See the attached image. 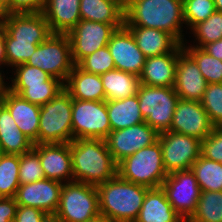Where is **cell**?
<instances>
[{"instance_id": "e0dca14e", "label": "cell", "mask_w": 222, "mask_h": 222, "mask_svg": "<svg viewBox=\"0 0 222 222\" xmlns=\"http://www.w3.org/2000/svg\"><path fill=\"white\" fill-rule=\"evenodd\" d=\"M46 179L61 183L74 181L70 143L34 144Z\"/></svg>"}, {"instance_id": "b9f144b4", "label": "cell", "mask_w": 222, "mask_h": 222, "mask_svg": "<svg viewBox=\"0 0 222 222\" xmlns=\"http://www.w3.org/2000/svg\"><path fill=\"white\" fill-rule=\"evenodd\" d=\"M201 156L222 162V127H214L212 132L201 141Z\"/></svg>"}, {"instance_id": "db71d44e", "label": "cell", "mask_w": 222, "mask_h": 222, "mask_svg": "<svg viewBox=\"0 0 222 222\" xmlns=\"http://www.w3.org/2000/svg\"><path fill=\"white\" fill-rule=\"evenodd\" d=\"M47 222H60V221H58L54 217H50Z\"/></svg>"}, {"instance_id": "c3c4849f", "label": "cell", "mask_w": 222, "mask_h": 222, "mask_svg": "<svg viewBox=\"0 0 222 222\" xmlns=\"http://www.w3.org/2000/svg\"><path fill=\"white\" fill-rule=\"evenodd\" d=\"M6 66L4 35L0 31V66Z\"/></svg>"}, {"instance_id": "ab89813d", "label": "cell", "mask_w": 222, "mask_h": 222, "mask_svg": "<svg viewBox=\"0 0 222 222\" xmlns=\"http://www.w3.org/2000/svg\"><path fill=\"white\" fill-rule=\"evenodd\" d=\"M77 65L86 72L98 75L116 69L107 46L84 57Z\"/></svg>"}, {"instance_id": "d6a6232c", "label": "cell", "mask_w": 222, "mask_h": 222, "mask_svg": "<svg viewBox=\"0 0 222 222\" xmlns=\"http://www.w3.org/2000/svg\"><path fill=\"white\" fill-rule=\"evenodd\" d=\"M14 70V71H13ZM14 74V75H13ZM12 77L6 78L10 83V90L15 94H20L27 86L43 85L52 76L40 68L27 65L25 63L19 64L12 68Z\"/></svg>"}, {"instance_id": "f1b7e54d", "label": "cell", "mask_w": 222, "mask_h": 222, "mask_svg": "<svg viewBox=\"0 0 222 222\" xmlns=\"http://www.w3.org/2000/svg\"><path fill=\"white\" fill-rule=\"evenodd\" d=\"M80 18L111 24L116 29L124 26V12L109 0H80Z\"/></svg>"}, {"instance_id": "3957f363", "label": "cell", "mask_w": 222, "mask_h": 222, "mask_svg": "<svg viewBox=\"0 0 222 222\" xmlns=\"http://www.w3.org/2000/svg\"><path fill=\"white\" fill-rule=\"evenodd\" d=\"M99 212L113 222H134L142 207L146 186L123 180L118 175L96 186Z\"/></svg>"}, {"instance_id": "7dc6e473", "label": "cell", "mask_w": 222, "mask_h": 222, "mask_svg": "<svg viewBox=\"0 0 222 222\" xmlns=\"http://www.w3.org/2000/svg\"><path fill=\"white\" fill-rule=\"evenodd\" d=\"M2 67L5 66H0V100L10 91V82L8 83V81L5 82V73H4V69H2ZM2 69V70H1ZM3 72V73H2Z\"/></svg>"}, {"instance_id": "9c48e42d", "label": "cell", "mask_w": 222, "mask_h": 222, "mask_svg": "<svg viewBox=\"0 0 222 222\" xmlns=\"http://www.w3.org/2000/svg\"><path fill=\"white\" fill-rule=\"evenodd\" d=\"M72 135L75 139H103L111 132L104 101L72 99Z\"/></svg>"}, {"instance_id": "f5cc1de1", "label": "cell", "mask_w": 222, "mask_h": 222, "mask_svg": "<svg viewBox=\"0 0 222 222\" xmlns=\"http://www.w3.org/2000/svg\"><path fill=\"white\" fill-rule=\"evenodd\" d=\"M214 3L216 10L222 12V0H214Z\"/></svg>"}, {"instance_id": "277c9868", "label": "cell", "mask_w": 222, "mask_h": 222, "mask_svg": "<svg viewBox=\"0 0 222 222\" xmlns=\"http://www.w3.org/2000/svg\"><path fill=\"white\" fill-rule=\"evenodd\" d=\"M117 175L123 180L148 188L161 187L168 174L159 140L120 161L117 164Z\"/></svg>"}, {"instance_id": "83f0119b", "label": "cell", "mask_w": 222, "mask_h": 222, "mask_svg": "<svg viewBox=\"0 0 222 222\" xmlns=\"http://www.w3.org/2000/svg\"><path fill=\"white\" fill-rule=\"evenodd\" d=\"M105 91V100H120L138 92L140 80L137 75L118 69L100 75Z\"/></svg>"}, {"instance_id": "603a6c76", "label": "cell", "mask_w": 222, "mask_h": 222, "mask_svg": "<svg viewBox=\"0 0 222 222\" xmlns=\"http://www.w3.org/2000/svg\"><path fill=\"white\" fill-rule=\"evenodd\" d=\"M64 89L72 99L104 101L105 91L100 75L82 70L75 65L64 83Z\"/></svg>"}, {"instance_id": "f6af8a7d", "label": "cell", "mask_w": 222, "mask_h": 222, "mask_svg": "<svg viewBox=\"0 0 222 222\" xmlns=\"http://www.w3.org/2000/svg\"><path fill=\"white\" fill-rule=\"evenodd\" d=\"M17 207L14 197H0V222H13Z\"/></svg>"}, {"instance_id": "7402d4cb", "label": "cell", "mask_w": 222, "mask_h": 222, "mask_svg": "<svg viewBox=\"0 0 222 222\" xmlns=\"http://www.w3.org/2000/svg\"><path fill=\"white\" fill-rule=\"evenodd\" d=\"M53 34H68L80 18V0H47L42 12Z\"/></svg>"}, {"instance_id": "484cf974", "label": "cell", "mask_w": 222, "mask_h": 222, "mask_svg": "<svg viewBox=\"0 0 222 222\" xmlns=\"http://www.w3.org/2000/svg\"><path fill=\"white\" fill-rule=\"evenodd\" d=\"M34 143L17 127L8 108L0 101V147L3 154L22 155L33 149Z\"/></svg>"}, {"instance_id": "5b68a950", "label": "cell", "mask_w": 222, "mask_h": 222, "mask_svg": "<svg viewBox=\"0 0 222 222\" xmlns=\"http://www.w3.org/2000/svg\"><path fill=\"white\" fill-rule=\"evenodd\" d=\"M72 97L63 89L41 106L38 144L70 143L72 135Z\"/></svg>"}, {"instance_id": "ba28073f", "label": "cell", "mask_w": 222, "mask_h": 222, "mask_svg": "<svg viewBox=\"0 0 222 222\" xmlns=\"http://www.w3.org/2000/svg\"><path fill=\"white\" fill-rule=\"evenodd\" d=\"M25 64L38 67L65 83L75 66L68 35L52 34L38 45Z\"/></svg>"}, {"instance_id": "8fae6325", "label": "cell", "mask_w": 222, "mask_h": 222, "mask_svg": "<svg viewBox=\"0 0 222 222\" xmlns=\"http://www.w3.org/2000/svg\"><path fill=\"white\" fill-rule=\"evenodd\" d=\"M161 187L172 208L186 222L196 210L201 195L194 173L191 169L174 171L167 175Z\"/></svg>"}, {"instance_id": "836d02e7", "label": "cell", "mask_w": 222, "mask_h": 222, "mask_svg": "<svg viewBox=\"0 0 222 222\" xmlns=\"http://www.w3.org/2000/svg\"><path fill=\"white\" fill-rule=\"evenodd\" d=\"M20 156L2 154L0 157V197H15L19 182Z\"/></svg>"}, {"instance_id": "74e56055", "label": "cell", "mask_w": 222, "mask_h": 222, "mask_svg": "<svg viewBox=\"0 0 222 222\" xmlns=\"http://www.w3.org/2000/svg\"><path fill=\"white\" fill-rule=\"evenodd\" d=\"M215 11L214 0H183V18L187 30L208 19Z\"/></svg>"}, {"instance_id": "9a60e30c", "label": "cell", "mask_w": 222, "mask_h": 222, "mask_svg": "<svg viewBox=\"0 0 222 222\" xmlns=\"http://www.w3.org/2000/svg\"><path fill=\"white\" fill-rule=\"evenodd\" d=\"M63 183L43 179L32 183L20 185L15 200L18 205L40 209L51 217L57 211Z\"/></svg>"}, {"instance_id": "2e32d148", "label": "cell", "mask_w": 222, "mask_h": 222, "mask_svg": "<svg viewBox=\"0 0 222 222\" xmlns=\"http://www.w3.org/2000/svg\"><path fill=\"white\" fill-rule=\"evenodd\" d=\"M107 47L115 68L138 77L141 75L146 57L137 47L132 33L123 26L111 35Z\"/></svg>"}, {"instance_id": "7c38bea8", "label": "cell", "mask_w": 222, "mask_h": 222, "mask_svg": "<svg viewBox=\"0 0 222 222\" xmlns=\"http://www.w3.org/2000/svg\"><path fill=\"white\" fill-rule=\"evenodd\" d=\"M116 28L111 24L80 20L67 34L72 51V59L77 65L84 57L107 46Z\"/></svg>"}, {"instance_id": "4dcf8cb0", "label": "cell", "mask_w": 222, "mask_h": 222, "mask_svg": "<svg viewBox=\"0 0 222 222\" xmlns=\"http://www.w3.org/2000/svg\"><path fill=\"white\" fill-rule=\"evenodd\" d=\"M186 222H222V191H201L196 210Z\"/></svg>"}, {"instance_id": "8992f818", "label": "cell", "mask_w": 222, "mask_h": 222, "mask_svg": "<svg viewBox=\"0 0 222 222\" xmlns=\"http://www.w3.org/2000/svg\"><path fill=\"white\" fill-rule=\"evenodd\" d=\"M99 214L96 186L76 181L63 184L53 216L55 219L60 222H86Z\"/></svg>"}, {"instance_id": "1f68e13d", "label": "cell", "mask_w": 222, "mask_h": 222, "mask_svg": "<svg viewBox=\"0 0 222 222\" xmlns=\"http://www.w3.org/2000/svg\"><path fill=\"white\" fill-rule=\"evenodd\" d=\"M0 31L4 35L6 67L13 68L26 63L38 45L44 42L16 40L1 25Z\"/></svg>"}, {"instance_id": "30bf717a", "label": "cell", "mask_w": 222, "mask_h": 222, "mask_svg": "<svg viewBox=\"0 0 222 222\" xmlns=\"http://www.w3.org/2000/svg\"><path fill=\"white\" fill-rule=\"evenodd\" d=\"M165 171L190 170L193 163L200 157L201 140L192 136L173 131H165L158 138Z\"/></svg>"}, {"instance_id": "4fadbf2b", "label": "cell", "mask_w": 222, "mask_h": 222, "mask_svg": "<svg viewBox=\"0 0 222 222\" xmlns=\"http://www.w3.org/2000/svg\"><path fill=\"white\" fill-rule=\"evenodd\" d=\"M159 133L145 122L125 129L111 131L105 139L116 164L138 150L158 141Z\"/></svg>"}, {"instance_id": "7bdbcfd3", "label": "cell", "mask_w": 222, "mask_h": 222, "mask_svg": "<svg viewBox=\"0 0 222 222\" xmlns=\"http://www.w3.org/2000/svg\"><path fill=\"white\" fill-rule=\"evenodd\" d=\"M47 0H9V13H42Z\"/></svg>"}, {"instance_id": "8d00e7d4", "label": "cell", "mask_w": 222, "mask_h": 222, "mask_svg": "<svg viewBox=\"0 0 222 222\" xmlns=\"http://www.w3.org/2000/svg\"><path fill=\"white\" fill-rule=\"evenodd\" d=\"M63 89L64 83L51 77L43 85L27 86L19 95L31 103L42 106L50 102Z\"/></svg>"}, {"instance_id": "ffe728a7", "label": "cell", "mask_w": 222, "mask_h": 222, "mask_svg": "<svg viewBox=\"0 0 222 222\" xmlns=\"http://www.w3.org/2000/svg\"><path fill=\"white\" fill-rule=\"evenodd\" d=\"M183 51L179 44L172 52L147 57L141 75L140 84L148 86L173 87L179 54Z\"/></svg>"}, {"instance_id": "5bb4252c", "label": "cell", "mask_w": 222, "mask_h": 222, "mask_svg": "<svg viewBox=\"0 0 222 222\" xmlns=\"http://www.w3.org/2000/svg\"><path fill=\"white\" fill-rule=\"evenodd\" d=\"M214 127L201 102L182 99L177 101L169 131L192 136L202 141Z\"/></svg>"}, {"instance_id": "d6986e66", "label": "cell", "mask_w": 222, "mask_h": 222, "mask_svg": "<svg viewBox=\"0 0 222 222\" xmlns=\"http://www.w3.org/2000/svg\"><path fill=\"white\" fill-rule=\"evenodd\" d=\"M207 84L196 62L183 50L177 59L173 86L179 99L201 102Z\"/></svg>"}, {"instance_id": "d4e9b609", "label": "cell", "mask_w": 222, "mask_h": 222, "mask_svg": "<svg viewBox=\"0 0 222 222\" xmlns=\"http://www.w3.org/2000/svg\"><path fill=\"white\" fill-rule=\"evenodd\" d=\"M143 55L153 57L172 52L180 43L169 33L141 26H125Z\"/></svg>"}, {"instance_id": "681fc988", "label": "cell", "mask_w": 222, "mask_h": 222, "mask_svg": "<svg viewBox=\"0 0 222 222\" xmlns=\"http://www.w3.org/2000/svg\"><path fill=\"white\" fill-rule=\"evenodd\" d=\"M114 3L117 7H119L124 13L128 10L131 0H109Z\"/></svg>"}, {"instance_id": "816d5d0a", "label": "cell", "mask_w": 222, "mask_h": 222, "mask_svg": "<svg viewBox=\"0 0 222 222\" xmlns=\"http://www.w3.org/2000/svg\"><path fill=\"white\" fill-rule=\"evenodd\" d=\"M86 222H113L111 221L110 219H108L107 217L99 214L98 216L90 219L89 221H86Z\"/></svg>"}, {"instance_id": "60d3db41", "label": "cell", "mask_w": 222, "mask_h": 222, "mask_svg": "<svg viewBox=\"0 0 222 222\" xmlns=\"http://www.w3.org/2000/svg\"><path fill=\"white\" fill-rule=\"evenodd\" d=\"M45 179L39 155L32 149L20 155L19 182L20 185Z\"/></svg>"}, {"instance_id": "e575fe53", "label": "cell", "mask_w": 222, "mask_h": 222, "mask_svg": "<svg viewBox=\"0 0 222 222\" xmlns=\"http://www.w3.org/2000/svg\"><path fill=\"white\" fill-rule=\"evenodd\" d=\"M183 50L196 62L208 84L222 83V61L202 48L182 45Z\"/></svg>"}, {"instance_id": "ac0fdd59", "label": "cell", "mask_w": 222, "mask_h": 222, "mask_svg": "<svg viewBox=\"0 0 222 222\" xmlns=\"http://www.w3.org/2000/svg\"><path fill=\"white\" fill-rule=\"evenodd\" d=\"M0 25L16 40L46 41L53 33L43 13H9Z\"/></svg>"}, {"instance_id": "bcb514c9", "label": "cell", "mask_w": 222, "mask_h": 222, "mask_svg": "<svg viewBox=\"0 0 222 222\" xmlns=\"http://www.w3.org/2000/svg\"><path fill=\"white\" fill-rule=\"evenodd\" d=\"M202 49L209 55L222 61V39L208 43Z\"/></svg>"}, {"instance_id": "52a82bcc", "label": "cell", "mask_w": 222, "mask_h": 222, "mask_svg": "<svg viewBox=\"0 0 222 222\" xmlns=\"http://www.w3.org/2000/svg\"><path fill=\"white\" fill-rule=\"evenodd\" d=\"M139 109L145 123L159 134L169 131L179 96L173 87L140 84L137 92Z\"/></svg>"}, {"instance_id": "f907efd6", "label": "cell", "mask_w": 222, "mask_h": 222, "mask_svg": "<svg viewBox=\"0 0 222 222\" xmlns=\"http://www.w3.org/2000/svg\"><path fill=\"white\" fill-rule=\"evenodd\" d=\"M9 14V0H0V17Z\"/></svg>"}, {"instance_id": "6da1fadb", "label": "cell", "mask_w": 222, "mask_h": 222, "mask_svg": "<svg viewBox=\"0 0 222 222\" xmlns=\"http://www.w3.org/2000/svg\"><path fill=\"white\" fill-rule=\"evenodd\" d=\"M183 0H131L124 26L154 28L171 34L180 44L184 38Z\"/></svg>"}, {"instance_id": "4316f807", "label": "cell", "mask_w": 222, "mask_h": 222, "mask_svg": "<svg viewBox=\"0 0 222 222\" xmlns=\"http://www.w3.org/2000/svg\"><path fill=\"white\" fill-rule=\"evenodd\" d=\"M111 131L145 122L139 109L137 94L120 100L106 101Z\"/></svg>"}, {"instance_id": "44dd1931", "label": "cell", "mask_w": 222, "mask_h": 222, "mask_svg": "<svg viewBox=\"0 0 222 222\" xmlns=\"http://www.w3.org/2000/svg\"><path fill=\"white\" fill-rule=\"evenodd\" d=\"M0 101L8 108L18 129L34 144H38L41 106L27 101L11 90Z\"/></svg>"}, {"instance_id": "7a4b0ae2", "label": "cell", "mask_w": 222, "mask_h": 222, "mask_svg": "<svg viewBox=\"0 0 222 222\" xmlns=\"http://www.w3.org/2000/svg\"><path fill=\"white\" fill-rule=\"evenodd\" d=\"M74 181L98 186L117 175V164L103 139L70 142Z\"/></svg>"}, {"instance_id": "cb8c5ba5", "label": "cell", "mask_w": 222, "mask_h": 222, "mask_svg": "<svg viewBox=\"0 0 222 222\" xmlns=\"http://www.w3.org/2000/svg\"><path fill=\"white\" fill-rule=\"evenodd\" d=\"M134 222H185L172 208L162 187L150 188Z\"/></svg>"}, {"instance_id": "ee69618b", "label": "cell", "mask_w": 222, "mask_h": 222, "mask_svg": "<svg viewBox=\"0 0 222 222\" xmlns=\"http://www.w3.org/2000/svg\"><path fill=\"white\" fill-rule=\"evenodd\" d=\"M50 217L40 209L18 205L13 222H47Z\"/></svg>"}, {"instance_id": "f546056e", "label": "cell", "mask_w": 222, "mask_h": 222, "mask_svg": "<svg viewBox=\"0 0 222 222\" xmlns=\"http://www.w3.org/2000/svg\"><path fill=\"white\" fill-rule=\"evenodd\" d=\"M191 171L201 191H222V164L200 155L191 166Z\"/></svg>"}, {"instance_id": "d590c367", "label": "cell", "mask_w": 222, "mask_h": 222, "mask_svg": "<svg viewBox=\"0 0 222 222\" xmlns=\"http://www.w3.org/2000/svg\"><path fill=\"white\" fill-rule=\"evenodd\" d=\"M189 33L193 34V44H187L188 41L182 45L203 48L208 43L222 39V12L216 10L208 19L196 24Z\"/></svg>"}, {"instance_id": "f35d334b", "label": "cell", "mask_w": 222, "mask_h": 222, "mask_svg": "<svg viewBox=\"0 0 222 222\" xmlns=\"http://www.w3.org/2000/svg\"><path fill=\"white\" fill-rule=\"evenodd\" d=\"M201 104L213 125L222 127V83L207 84Z\"/></svg>"}]
</instances>
